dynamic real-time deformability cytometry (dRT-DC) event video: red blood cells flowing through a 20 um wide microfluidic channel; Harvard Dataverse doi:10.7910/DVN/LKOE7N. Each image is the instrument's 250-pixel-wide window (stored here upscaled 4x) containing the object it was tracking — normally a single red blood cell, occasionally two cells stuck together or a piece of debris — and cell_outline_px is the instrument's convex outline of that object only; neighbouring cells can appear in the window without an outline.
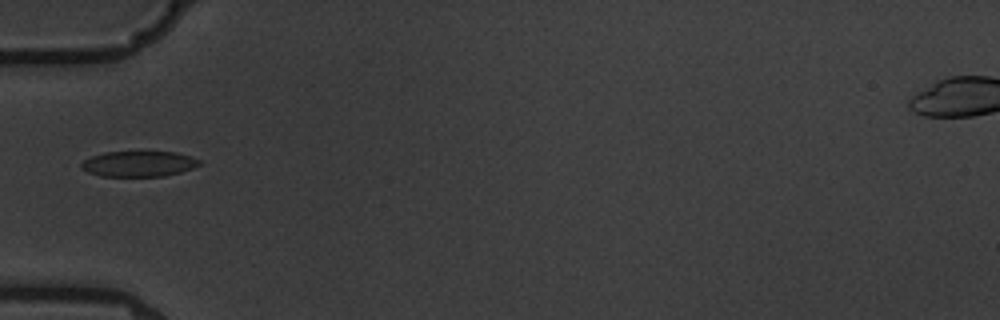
{"species": "common noctule bat (a hibernating species)", "species_latin": "Nyctalus noctula", "temperature_condition": "warm", "stored_images_in_passage": 1, "camera_frame_rate_fps": 3000, "um_per_image_px": 0.085, "animal": {"sex": "male", "body_mass_g": 19.5, "forearm_length_mm": 54.6}, "frame": {"image": 1, "passage_image": 1, "time_ms": 0.0, "image_size_px": [1000, 320], "cell_outline_px": [[200, 164], [192, 168], [180, 172], [164, 176], [100, 176], [88, 172], [80, 168], [80, 164], [84, 160], [92, 156], [104, 152], [176, 152], [192, 156], [200, 160]], "centroid_in_image_um": [11.78, 13.92], "position_along_channel_um": 73.2, "area_um2": 17.57}}